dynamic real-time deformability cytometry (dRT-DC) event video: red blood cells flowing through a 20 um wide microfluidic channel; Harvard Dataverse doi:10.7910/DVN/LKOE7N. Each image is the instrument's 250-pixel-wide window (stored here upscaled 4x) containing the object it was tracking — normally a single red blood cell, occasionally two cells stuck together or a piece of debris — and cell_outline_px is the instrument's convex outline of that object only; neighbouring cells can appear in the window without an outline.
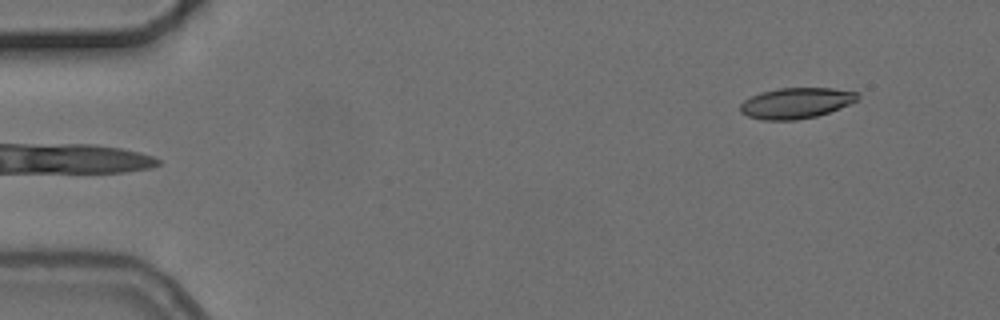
{"species": "common noctule bat (a hibernating species)", "species_latin": "Nyctalus noctula", "temperature_condition": "cold", "stored_images_in_passage": 4, "camera_frame_rate_fps": 3000, "um_per_image_px": 0.085, "animal": {"sex": "female", "body_mass_g": 24.6, "forearm_length_mm": 56.2}, "frame": {"image": 1, "passage_image": 4, "time_ms": 4.333, "image_size_px": [1000, 320], "cell_outline_px": [[860, 100], [840, 108], [816, 116], [796, 120], [764, 120], [748, 116], [740, 112], [740, 104], [744, 100], [752, 96], [764, 92], [780, 88], [832, 88], [856, 92], [860, 96]], "centroid_in_image_um": [67.69, 8.76], "position_along_channel_um": 17.3, "area_um2": 20.92}}